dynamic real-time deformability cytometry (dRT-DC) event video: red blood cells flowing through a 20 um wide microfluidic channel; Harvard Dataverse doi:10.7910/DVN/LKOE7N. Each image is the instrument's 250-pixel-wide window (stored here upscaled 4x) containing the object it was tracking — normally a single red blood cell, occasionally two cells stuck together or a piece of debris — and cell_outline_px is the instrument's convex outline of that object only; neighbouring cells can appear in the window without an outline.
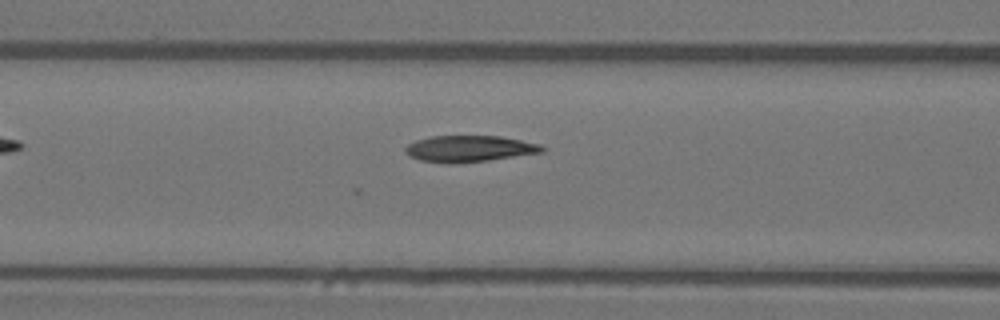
{"species": "Egyptian fruit bat (a non-hibernating species)", "species_latin": "Rousettus aegyptiacus", "temperature_condition": "warm", "stored_images_in_passage": 36, "camera_frame_rate_fps": 3000, "um_per_image_px": 0.085, "animal": {"sex": "female"}, "frame": {"image": 1, "passage_image": 6, "time_ms": 1.667, "image_size_px": [1000, 320], "cell_outline_px": [[544, 152], [488, 160], [456, 164], [448, 164], [420, 160], [408, 156], [404, 152], [404, 148], [408, 144], [416, 140], [432, 136], [500, 136], [540, 144], [544, 148]], "centroid_in_image_um": [39.85, 12.65], "position_along_channel_um": 126.8, "area_um2": 21.1}}
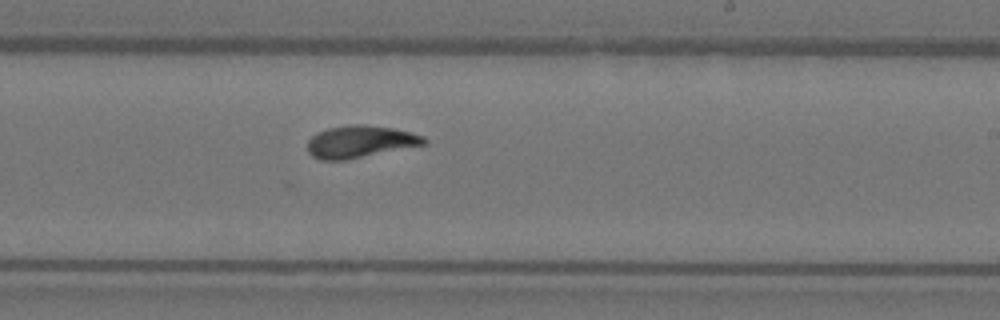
{"frame": {"image": 2, "passage_image": 16, "time_ms": 5.0, "image_size_px": [1000, 320], "cell_outline_px": [[428, 140], [424, 144], [344, 160], [320, 160], [312, 156], [308, 152], [308, 140], [316, 132], [328, 128], [348, 124], [364, 124], [392, 128], [424, 136]], "centroid_in_image_um": [30.55, 12.03], "position_along_channel_um": 258.4, "area_um2": 21.62}}
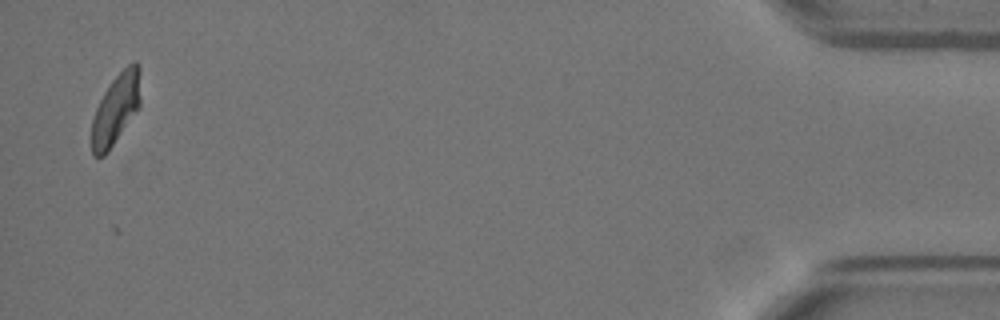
{"frame": {"image": 3, "passage_image": 35, "time_ms": 11.333, "image_size_px": [1000, 320], "cell_outline_px": [[140, 108], [108, 152], [104, 156], [92, 156], [92, 120], [96, 108], [104, 92], [112, 80], [132, 60], [136, 60], [140, 64]], "centroid_in_image_um": [9.88, 9.25], "position_along_channel_um": 425.3, "area_um2": 20.35}}